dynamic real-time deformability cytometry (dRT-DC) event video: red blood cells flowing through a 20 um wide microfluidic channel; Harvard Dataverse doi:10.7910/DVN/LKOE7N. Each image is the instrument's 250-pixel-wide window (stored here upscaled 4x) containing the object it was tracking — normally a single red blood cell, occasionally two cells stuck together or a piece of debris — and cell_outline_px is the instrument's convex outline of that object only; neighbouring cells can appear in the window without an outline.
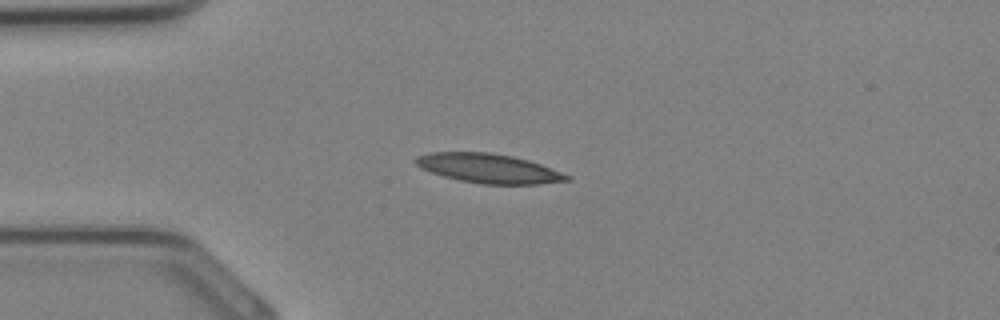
{"species": "Egyptian fruit bat (a non-hibernating species)", "species_latin": "Rousettus aegyptiacus", "temperature_condition": "cold", "stored_images_in_passage": 7, "camera_frame_rate_fps": 3000, "um_per_image_px": 0.085, "animal": {"sex": "female"}, "frame": {"image": 1, "passage_image": 1, "time_ms": 0.0, "image_size_px": [1000, 320], "cell_outline_px": [[572, 180], [536, 184], [484, 184], [460, 180], [444, 176], [432, 172], [416, 164], [416, 156], [428, 152], [492, 152], [512, 156], [528, 160], [540, 164], [572, 176]], "centroid_in_image_um": [41.57, 14.3], "position_along_channel_um": 43.4, "area_um2": 25.61}}
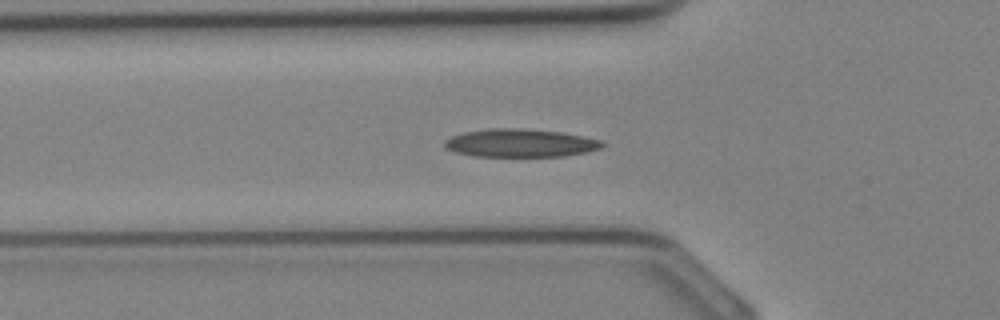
{"frame": {"image": 2, "passage_image": 4, "time_ms": 1.0, "image_size_px": [1000, 320], "cell_outline_px": [[604, 144], [600, 148], [584, 152], [564, 156], [476, 156], [456, 152], [448, 148], [444, 144], [444, 140], [452, 136], [464, 132], [492, 128], [520, 128], [560, 132], [604, 140]], "centroid_in_image_um": [44.24, 12.15], "position_along_channel_um": 81.6, "area_um2": 25.55}}
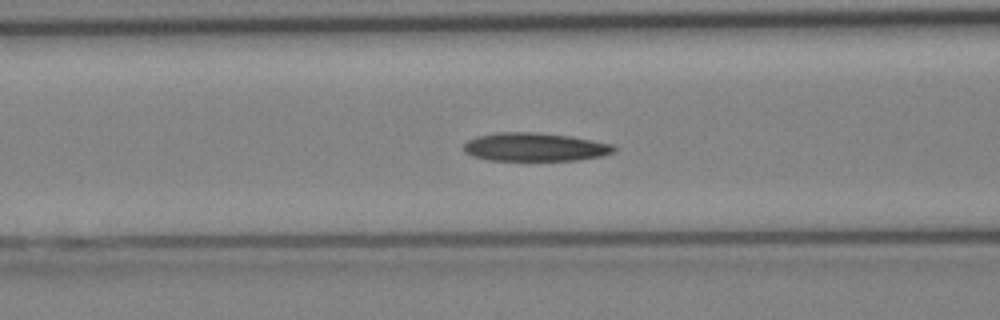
{"frame": {"image": 3, "passage_image": 6, "time_ms": 1.667, "image_size_px": [1000, 320], "cell_outline_px": [[616, 148], [612, 152], [600, 156], [576, 160], [488, 160], [472, 156], [464, 152], [464, 144], [468, 140], [476, 136], [496, 132], [536, 132], [572, 136], [612, 144]], "centroid_in_image_um": [45.42, 12.49], "position_along_channel_um": 121.2, "area_um2": 24.85}}